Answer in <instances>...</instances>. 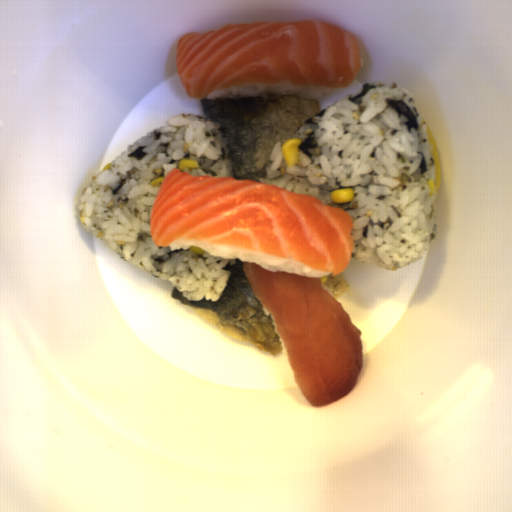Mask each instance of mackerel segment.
<instances>
[{
	"label": "mackerel segment",
	"mask_w": 512,
	"mask_h": 512,
	"mask_svg": "<svg viewBox=\"0 0 512 512\" xmlns=\"http://www.w3.org/2000/svg\"><path fill=\"white\" fill-rule=\"evenodd\" d=\"M204 118L219 124L230 145L232 178L260 182L279 142L293 138L321 111L317 99L259 94L240 100L200 98Z\"/></svg>",
	"instance_id": "1"
},
{
	"label": "mackerel segment",
	"mask_w": 512,
	"mask_h": 512,
	"mask_svg": "<svg viewBox=\"0 0 512 512\" xmlns=\"http://www.w3.org/2000/svg\"><path fill=\"white\" fill-rule=\"evenodd\" d=\"M243 261L229 263L227 286L218 301L189 300L174 285L170 296L221 332L277 357L280 334L267 308L254 295L244 274Z\"/></svg>",
	"instance_id": "2"
},
{
	"label": "mackerel segment",
	"mask_w": 512,
	"mask_h": 512,
	"mask_svg": "<svg viewBox=\"0 0 512 512\" xmlns=\"http://www.w3.org/2000/svg\"><path fill=\"white\" fill-rule=\"evenodd\" d=\"M327 281L322 283L324 289L337 301L349 291V285L340 272L338 275L329 274Z\"/></svg>",
	"instance_id": "3"
}]
</instances>
